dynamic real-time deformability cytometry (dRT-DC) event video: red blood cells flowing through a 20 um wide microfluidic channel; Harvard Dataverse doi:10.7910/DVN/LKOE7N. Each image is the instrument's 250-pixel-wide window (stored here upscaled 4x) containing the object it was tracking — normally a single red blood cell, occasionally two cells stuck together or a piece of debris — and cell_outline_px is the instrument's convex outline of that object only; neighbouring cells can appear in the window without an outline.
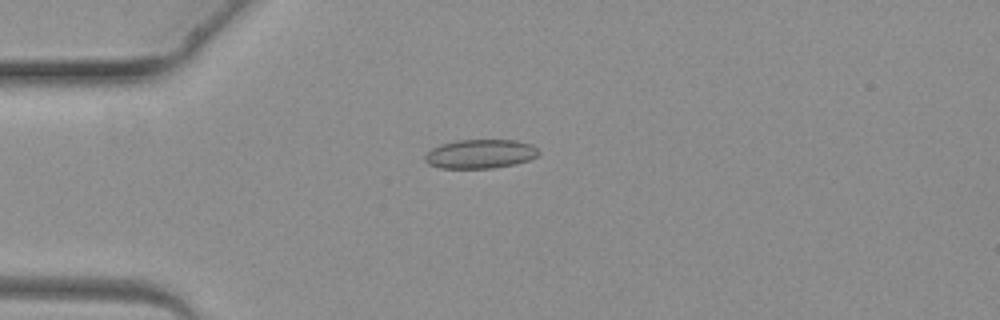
{"species": "common noctule bat (a hibernating species)", "species_latin": "Nyctalus noctula", "temperature_condition": "warm", "stored_images_in_passage": 3, "camera_frame_rate_fps": 3000, "um_per_image_px": 0.085, "animal": {"sex": "female", "body_mass_g": 19.3, "forearm_length_mm": 54.1}, "frame": {"image": 1, "passage_image": 2, "time_ms": 1.333, "image_size_px": [1000, 320], "cell_outline_px": [[540, 152], [536, 156], [528, 160], [516, 164], [492, 168], [440, 168], [428, 164], [424, 160], [424, 156], [432, 148], [440, 144], [456, 140], [516, 140], [532, 144]], "centroid_in_image_um": [40.81, 13.08], "position_along_channel_um": 44.2, "area_um2": 19.31}}